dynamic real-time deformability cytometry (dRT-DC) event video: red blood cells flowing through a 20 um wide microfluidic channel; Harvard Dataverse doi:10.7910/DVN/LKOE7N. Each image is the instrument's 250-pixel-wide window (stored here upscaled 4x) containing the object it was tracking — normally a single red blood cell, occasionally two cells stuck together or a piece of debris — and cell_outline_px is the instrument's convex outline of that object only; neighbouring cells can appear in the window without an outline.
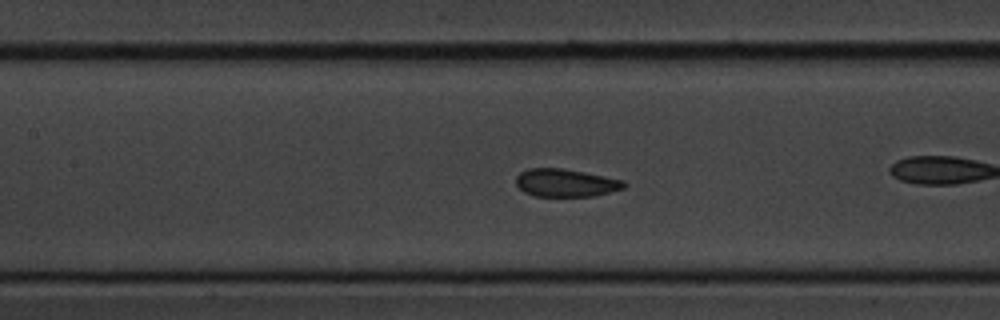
{"species": "common noctule bat (a hibernating species)", "species_latin": "Nyctalus noctula", "temperature_condition": "cold", "stored_images_in_passage": 44, "camera_frame_rate_fps": 3000, "um_per_image_px": 0.085, "animal": {"sex": "male", "body_mass_g": 20.1, "forearm_length_mm": 53.5}, "frame": {"image": 1, "passage_image": 18, "time_ms": 5.667, "image_size_px": [1000, 320], "cell_outline_px": [[628, 184], [624, 188], [596, 196], [536, 196], [524, 192], [516, 184], [516, 176], [520, 172], [528, 168], [560, 168], [584, 172], [624, 180]], "centroid_in_image_um": [48.1, 15.54], "position_along_channel_um": 159.3, "area_um2": 17.57}}
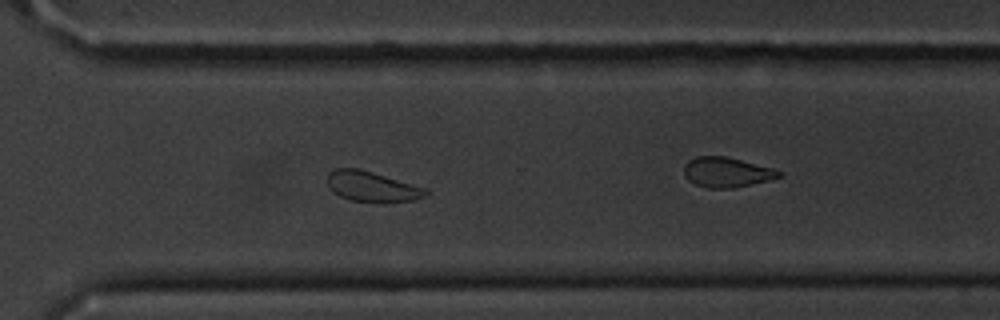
{"frame": {"image": 2, "passage_image": 33, "time_ms": 10.667, "image_size_px": [1000, 320], "cell_outline_px": [[432, 192], [424, 196], [412, 200], [380, 204], [352, 200], [340, 196], [332, 192], [328, 188], [328, 172], [336, 168], [360, 168], [428, 188]], "centroid_in_image_um": [31.65, 15.87], "position_along_channel_um": 339.0, "area_um2": 17.92}}
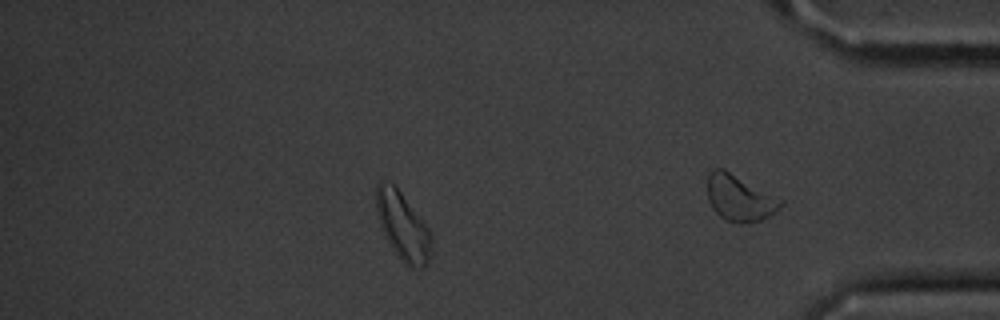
{"frame": {"image": 3, "passage_image": 36, "time_ms": 11.667, "image_size_px": [1000, 320], "cell_outline_px": [[428, 264], [420, 268], [408, 264], [400, 260], [392, 248], [380, 224], [376, 212], [376, 184], [380, 180], [392, 184], [400, 192], [428, 228]], "centroid_in_image_um": [34.16, 19.18], "position_along_channel_um": 401.0, "area_um2": 20.63}, "authors_computed_cell_mechanics": {"area_um2": 18.2937, "velocity_mm_per_s": 3.603, "shape_relaxation_time_tau1_ms": 3.3535, "shape_relaxation_time_tau2_ms": 1.3135, "deformation_change_tau1": 0.0633, "deformation_change_tau2": 0.0509}}